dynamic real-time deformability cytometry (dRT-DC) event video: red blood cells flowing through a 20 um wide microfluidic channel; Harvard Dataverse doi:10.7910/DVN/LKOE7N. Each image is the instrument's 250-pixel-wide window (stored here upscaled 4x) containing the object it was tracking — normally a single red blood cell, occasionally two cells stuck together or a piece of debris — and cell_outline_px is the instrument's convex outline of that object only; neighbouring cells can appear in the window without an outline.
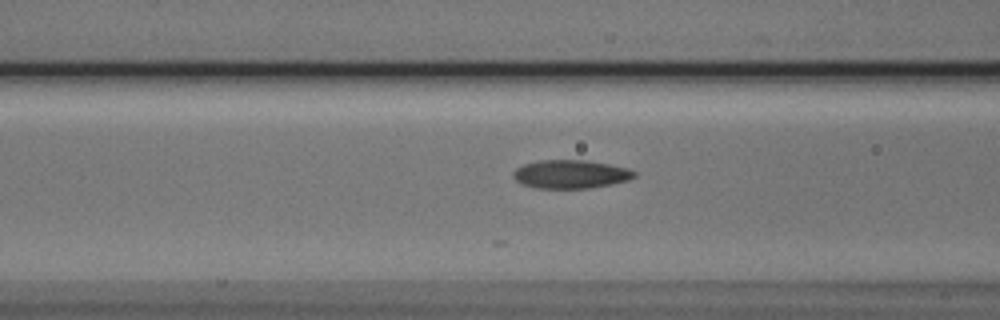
{"species": "Egyptian fruit bat (a non-hibernating species)", "species_latin": "Rousettus aegyptiacus", "temperature_condition": "cold", "stored_images_in_passage": 17, "camera_frame_rate_fps": 3000, "um_per_image_px": 0.085, "animal": {"sex": "male"}, "frame": {"image": 1, "passage_image": 6, "time_ms": 1.667, "image_size_px": [1000, 320], "cell_outline_px": [[636, 176], [628, 180], [612, 184], [588, 188], [536, 188], [524, 184], [516, 180], [512, 176], [512, 172], [516, 168], [524, 164], [540, 160], [588, 160], [628, 168], [636, 172]], "centroid_in_image_um": [48.51, 14.8], "position_along_channel_um": 118.1, "area_um2": 20.06}}
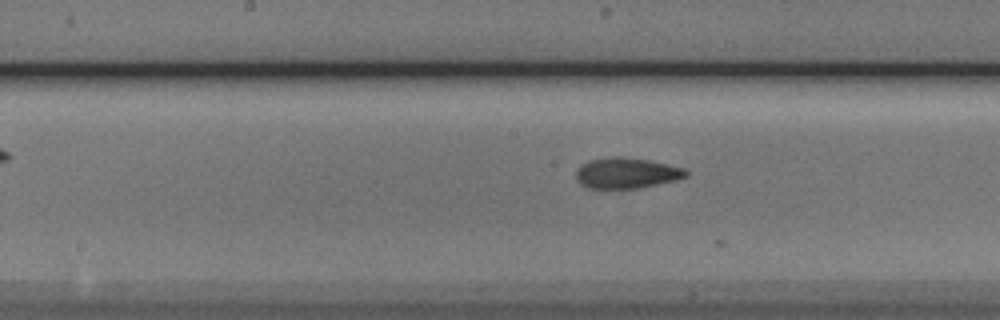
{"frame": {"image": 2, "passage_image": 12, "time_ms": 3.667, "image_size_px": [1000, 320], "cell_outline_px": [[688, 176], [676, 180], [636, 188], [588, 188], [580, 184], [576, 180], [576, 168], [580, 164], [588, 160], [608, 156], [620, 156], [648, 160], [668, 164], [684, 168], [688, 172]], "centroid_in_image_um": [53.2, 14.69], "position_along_channel_um": 195.0, "area_um2": 19.83}}
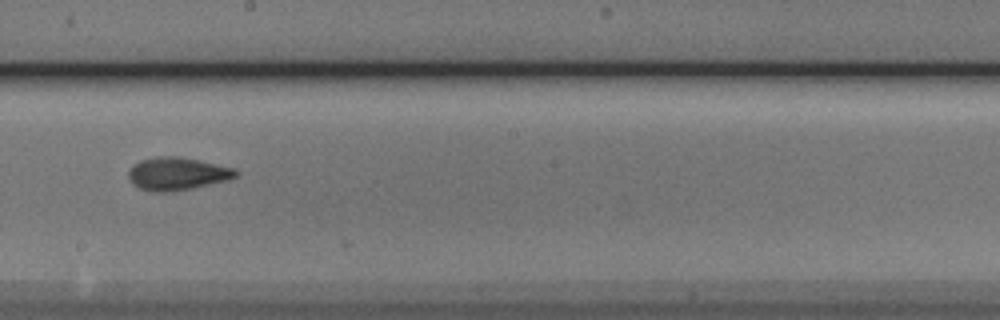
{"frame": {"image": 3, "passage_image": 15, "time_ms": 4.667, "image_size_px": [1000, 320], "cell_outline_px": [[240, 176], [228, 180], [192, 188], [168, 192], [152, 192], [140, 188], [132, 184], [128, 176], [128, 172], [140, 160], [156, 156], [176, 156], [236, 168], [240, 172]], "centroid_in_image_um": [15.1, 14.77], "position_along_channel_um": 233.1, "area_um2": 20.52}}